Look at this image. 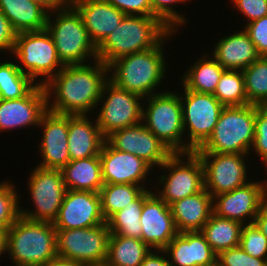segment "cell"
<instances>
[{"instance_id":"cell-1","label":"cell","mask_w":267,"mask_h":266,"mask_svg":"<svg viewBox=\"0 0 267 266\" xmlns=\"http://www.w3.org/2000/svg\"><path fill=\"white\" fill-rule=\"evenodd\" d=\"M107 81L108 66L98 59L92 64L64 65L44 85L47 108L58 114L89 115L98 109L102 89Z\"/></svg>"},{"instance_id":"cell-2","label":"cell","mask_w":267,"mask_h":266,"mask_svg":"<svg viewBox=\"0 0 267 266\" xmlns=\"http://www.w3.org/2000/svg\"><path fill=\"white\" fill-rule=\"evenodd\" d=\"M172 31L157 47L123 56L108 65V80L115 86L146 98L159 91L167 74L164 55L165 41L172 39ZM157 88V89H156Z\"/></svg>"},{"instance_id":"cell-3","label":"cell","mask_w":267,"mask_h":266,"mask_svg":"<svg viewBox=\"0 0 267 266\" xmlns=\"http://www.w3.org/2000/svg\"><path fill=\"white\" fill-rule=\"evenodd\" d=\"M171 32L156 16L125 15L97 46L98 60L108 66L123 56L157 47Z\"/></svg>"},{"instance_id":"cell-4","label":"cell","mask_w":267,"mask_h":266,"mask_svg":"<svg viewBox=\"0 0 267 266\" xmlns=\"http://www.w3.org/2000/svg\"><path fill=\"white\" fill-rule=\"evenodd\" d=\"M6 255L15 266H46L57 258L53 223L20 216L6 231Z\"/></svg>"},{"instance_id":"cell-5","label":"cell","mask_w":267,"mask_h":266,"mask_svg":"<svg viewBox=\"0 0 267 266\" xmlns=\"http://www.w3.org/2000/svg\"><path fill=\"white\" fill-rule=\"evenodd\" d=\"M46 30L63 65L91 63V58L92 62L98 59L96 45L91 41L80 14L69 2L48 13Z\"/></svg>"},{"instance_id":"cell-6","label":"cell","mask_w":267,"mask_h":266,"mask_svg":"<svg viewBox=\"0 0 267 266\" xmlns=\"http://www.w3.org/2000/svg\"><path fill=\"white\" fill-rule=\"evenodd\" d=\"M255 118L256 105L225 106L212 135L195 152L250 154Z\"/></svg>"},{"instance_id":"cell-7","label":"cell","mask_w":267,"mask_h":266,"mask_svg":"<svg viewBox=\"0 0 267 266\" xmlns=\"http://www.w3.org/2000/svg\"><path fill=\"white\" fill-rule=\"evenodd\" d=\"M175 92L160 90L144 98L142 122L173 153H187L181 99Z\"/></svg>"},{"instance_id":"cell-8","label":"cell","mask_w":267,"mask_h":266,"mask_svg":"<svg viewBox=\"0 0 267 266\" xmlns=\"http://www.w3.org/2000/svg\"><path fill=\"white\" fill-rule=\"evenodd\" d=\"M11 55L16 56L21 72L38 85L44 86L64 67L58 58L55 43L46 29L17 33Z\"/></svg>"},{"instance_id":"cell-9","label":"cell","mask_w":267,"mask_h":266,"mask_svg":"<svg viewBox=\"0 0 267 266\" xmlns=\"http://www.w3.org/2000/svg\"><path fill=\"white\" fill-rule=\"evenodd\" d=\"M158 169L166 171L159 174L155 193L168 206L205 189L203 163L195 151L173 153Z\"/></svg>"},{"instance_id":"cell-10","label":"cell","mask_w":267,"mask_h":266,"mask_svg":"<svg viewBox=\"0 0 267 266\" xmlns=\"http://www.w3.org/2000/svg\"><path fill=\"white\" fill-rule=\"evenodd\" d=\"M182 92L184 95L179 94L184 133L187 130V152H191L200 148L212 135L225 106L213 94L198 93L184 86Z\"/></svg>"},{"instance_id":"cell-11","label":"cell","mask_w":267,"mask_h":266,"mask_svg":"<svg viewBox=\"0 0 267 266\" xmlns=\"http://www.w3.org/2000/svg\"><path fill=\"white\" fill-rule=\"evenodd\" d=\"M111 232L107 223L80 229H56L57 256L87 266L105 262Z\"/></svg>"},{"instance_id":"cell-12","label":"cell","mask_w":267,"mask_h":266,"mask_svg":"<svg viewBox=\"0 0 267 266\" xmlns=\"http://www.w3.org/2000/svg\"><path fill=\"white\" fill-rule=\"evenodd\" d=\"M28 191L34 209L20 206L22 217L34 221L53 223L64 200L67 188L64 184L63 173L59 169L35 167L30 171Z\"/></svg>"},{"instance_id":"cell-13","label":"cell","mask_w":267,"mask_h":266,"mask_svg":"<svg viewBox=\"0 0 267 266\" xmlns=\"http://www.w3.org/2000/svg\"><path fill=\"white\" fill-rule=\"evenodd\" d=\"M107 95V96H105ZM144 98L107 81L102 89L99 113L95 117L104 137L119 129L142 122Z\"/></svg>"},{"instance_id":"cell-14","label":"cell","mask_w":267,"mask_h":266,"mask_svg":"<svg viewBox=\"0 0 267 266\" xmlns=\"http://www.w3.org/2000/svg\"><path fill=\"white\" fill-rule=\"evenodd\" d=\"M196 153L203 163L205 189L212 197L230 192L251 181L248 180L249 165L246 162L249 154Z\"/></svg>"},{"instance_id":"cell-15","label":"cell","mask_w":267,"mask_h":266,"mask_svg":"<svg viewBox=\"0 0 267 266\" xmlns=\"http://www.w3.org/2000/svg\"><path fill=\"white\" fill-rule=\"evenodd\" d=\"M105 142L112 148L142 158L153 169L159 168L173 154L143 122L111 132Z\"/></svg>"},{"instance_id":"cell-16","label":"cell","mask_w":267,"mask_h":266,"mask_svg":"<svg viewBox=\"0 0 267 266\" xmlns=\"http://www.w3.org/2000/svg\"><path fill=\"white\" fill-rule=\"evenodd\" d=\"M265 204L264 180L250 181L246 185L213 197V213L219 217L253 224L260 208Z\"/></svg>"},{"instance_id":"cell-17","label":"cell","mask_w":267,"mask_h":266,"mask_svg":"<svg viewBox=\"0 0 267 266\" xmlns=\"http://www.w3.org/2000/svg\"><path fill=\"white\" fill-rule=\"evenodd\" d=\"M104 223L99 193L67 190L53 225L56 229H80Z\"/></svg>"},{"instance_id":"cell-18","label":"cell","mask_w":267,"mask_h":266,"mask_svg":"<svg viewBox=\"0 0 267 266\" xmlns=\"http://www.w3.org/2000/svg\"><path fill=\"white\" fill-rule=\"evenodd\" d=\"M99 158L104 184H135L149 189L146 185L147 177L154 169L142 158L112 148L106 142Z\"/></svg>"},{"instance_id":"cell-19","label":"cell","mask_w":267,"mask_h":266,"mask_svg":"<svg viewBox=\"0 0 267 266\" xmlns=\"http://www.w3.org/2000/svg\"><path fill=\"white\" fill-rule=\"evenodd\" d=\"M42 132L40 147V164L47 169L61 170L71 160L68 151V115L47 110L40 121Z\"/></svg>"},{"instance_id":"cell-20","label":"cell","mask_w":267,"mask_h":266,"mask_svg":"<svg viewBox=\"0 0 267 266\" xmlns=\"http://www.w3.org/2000/svg\"><path fill=\"white\" fill-rule=\"evenodd\" d=\"M47 110V95L43 85L36 84L18 99H0V132L38 127Z\"/></svg>"},{"instance_id":"cell-21","label":"cell","mask_w":267,"mask_h":266,"mask_svg":"<svg viewBox=\"0 0 267 266\" xmlns=\"http://www.w3.org/2000/svg\"><path fill=\"white\" fill-rule=\"evenodd\" d=\"M140 223L141 239L154 250H163L179 233L170 206L155 192L144 200Z\"/></svg>"},{"instance_id":"cell-22","label":"cell","mask_w":267,"mask_h":266,"mask_svg":"<svg viewBox=\"0 0 267 266\" xmlns=\"http://www.w3.org/2000/svg\"><path fill=\"white\" fill-rule=\"evenodd\" d=\"M163 250L171 266L217 265V254L201 232L178 233Z\"/></svg>"},{"instance_id":"cell-23","label":"cell","mask_w":267,"mask_h":266,"mask_svg":"<svg viewBox=\"0 0 267 266\" xmlns=\"http://www.w3.org/2000/svg\"><path fill=\"white\" fill-rule=\"evenodd\" d=\"M80 14L91 41L96 47L122 21L125 14L105 0H69Z\"/></svg>"},{"instance_id":"cell-24","label":"cell","mask_w":267,"mask_h":266,"mask_svg":"<svg viewBox=\"0 0 267 266\" xmlns=\"http://www.w3.org/2000/svg\"><path fill=\"white\" fill-rule=\"evenodd\" d=\"M89 115H68V151L71 160L99 156L105 142L100 127Z\"/></svg>"},{"instance_id":"cell-25","label":"cell","mask_w":267,"mask_h":266,"mask_svg":"<svg viewBox=\"0 0 267 266\" xmlns=\"http://www.w3.org/2000/svg\"><path fill=\"white\" fill-rule=\"evenodd\" d=\"M212 51V57L225 70L242 71L261 57L244 29L217 40Z\"/></svg>"},{"instance_id":"cell-26","label":"cell","mask_w":267,"mask_h":266,"mask_svg":"<svg viewBox=\"0 0 267 266\" xmlns=\"http://www.w3.org/2000/svg\"><path fill=\"white\" fill-rule=\"evenodd\" d=\"M179 233L200 232L213 214V197L206 189L170 205Z\"/></svg>"},{"instance_id":"cell-27","label":"cell","mask_w":267,"mask_h":266,"mask_svg":"<svg viewBox=\"0 0 267 266\" xmlns=\"http://www.w3.org/2000/svg\"><path fill=\"white\" fill-rule=\"evenodd\" d=\"M0 10L16 33L46 29L49 11L33 0H0Z\"/></svg>"},{"instance_id":"cell-28","label":"cell","mask_w":267,"mask_h":266,"mask_svg":"<svg viewBox=\"0 0 267 266\" xmlns=\"http://www.w3.org/2000/svg\"><path fill=\"white\" fill-rule=\"evenodd\" d=\"M61 171L67 190L99 193L104 185L99 156L70 160Z\"/></svg>"},{"instance_id":"cell-29","label":"cell","mask_w":267,"mask_h":266,"mask_svg":"<svg viewBox=\"0 0 267 266\" xmlns=\"http://www.w3.org/2000/svg\"><path fill=\"white\" fill-rule=\"evenodd\" d=\"M203 56L189 67L187 73L180 75L181 86L198 93L214 94L217 84L225 69L211 56Z\"/></svg>"},{"instance_id":"cell-30","label":"cell","mask_w":267,"mask_h":266,"mask_svg":"<svg viewBox=\"0 0 267 266\" xmlns=\"http://www.w3.org/2000/svg\"><path fill=\"white\" fill-rule=\"evenodd\" d=\"M243 226L244 224L239 221L219 217L213 213L200 232L218 255L223 250L239 246Z\"/></svg>"},{"instance_id":"cell-31","label":"cell","mask_w":267,"mask_h":266,"mask_svg":"<svg viewBox=\"0 0 267 266\" xmlns=\"http://www.w3.org/2000/svg\"><path fill=\"white\" fill-rule=\"evenodd\" d=\"M151 250L142 239L111 234L106 261L113 266H141Z\"/></svg>"},{"instance_id":"cell-32","label":"cell","mask_w":267,"mask_h":266,"mask_svg":"<svg viewBox=\"0 0 267 266\" xmlns=\"http://www.w3.org/2000/svg\"><path fill=\"white\" fill-rule=\"evenodd\" d=\"M152 190V191H151ZM153 192L145 189L130 205L113 214L107 221L111 234L141 239L142 225L140 216L144 200Z\"/></svg>"},{"instance_id":"cell-33","label":"cell","mask_w":267,"mask_h":266,"mask_svg":"<svg viewBox=\"0 0 267 266\" xmlns=\"http://www.w3.org/2000/svg\"><path fill=\"white\" fill-rule=\"evenodd\" d=\"M145 189L135 184H104L99 191L105 221L130 205Z\"/></svg>"},{"instance_id":"cell-34","label":"cell","mask_w":267,"mask_h":266,"mask_svg":"<svg viewBox=\"0 0 267 266\" xmlns=\"http://www.w3.org/2000/svg\"><path fill=\"white\" fill-rule=\"evenodd\" d=\"M36 84L11 59L0 62V99L11 100L25 96Z\"/></svg>"},{"instance_id":"cell-35","label":"cell","mask_w":267,"mask_h":266,"mask_svg":"<svg viewBox=\"0 0 267 266\" xmlns=\"http://www.w3.org/2000/svg\"><path fill=\"white\" fill-rule=\"evenodd\" d=\"M248 104L267 106V56L242 70Z\"/></svg>"},{"instance_id":"cell-36","label":"cell","mask_w":267,"mask_h":266,"mask_svg":"<svg viewBox=\"0 0 267 266\" xmlns=\"http://www.w3.org/2000/svg\"><path fill=\"white\" fill-rule=\"evenodd\" d=\"M213 95L224 106L248 105L242 71L225 70Z\"/></svg>"},{"instance_id":"cell-37","label":"cell","mask_w":267,"mask_h":266,"mask_svg":"<svg viewBox=\"0 0 267 266\" xmlns=\"http://www.w3.org/2000/svg\"><path fill=\"white\" fill-rule=\"evenodd\" d=\"M15 184L0 181V230L7 231L21 216L20 200ZM19 198V199H18Z\"/></svg>"},{"instance_id":"cell-38","label":"cell","mask_w":267,"mask_h":266,"mask_svg":"<svg viewBox=\"0 0 267 266\" xmlns=\"http://www.w3.org/2000/svg\"><path fill=\"white\" fill-rule=\"evenodd\" d=\"M153 11V16L160 18L172 31L187 25L188 19L178 13L173 6L190 2V0H148ZM186 18V19H185Z\"/></svg>"},{"instance_id":"cell-39","label":"cell","mask_w":267,"mask_h":266,"mask_svg":"<svg viewBox=\"0 0 267 266\" xmlns=\"http://www.w3.org/2000/svg\"><path fill=\"white\" fill-rule=\"evenodd\" d=\"M239 246L255 258H267V238L254 224L243 226Z\"/></svg>"},{"instance_id":"cell-40","label":"cell","mask_w":267,"mask_h":266,"mask_svg":"<svg viewBox=\"0 0 267 266\" xmlns=\"http://www.w3.org/2000/svg\"><path fill=\"white\" fill-rule=\"evenodd\" d=\"M251 150L267 167V106L256 105L255 136Z\"/></svg>"},{"instance_id":"cell-41","label":"cell","mask_w":267,"mask_h":266,"mask_svg":"<svg viewBox=\"0 0 267 266\" xmlns=\"http://www.w3.org/2000/svg\"><path fill=\"white\" fill-rule=\"evenodd\" d=\"M266 259L247 254L240 246L221 251L217 255V266H265Z\"/></svg>"},{"instance_id":"cell-42","label":"cell","mask_w":267,"mask_h":266,"mask_svg":"<svg viewBox=\"0 0 267 266\" xmlns=\"http://www.w3.org/2000/svg\"><path fill=\"white\" fill-rule=\"evenodd\" d=\"M243 28L249 34L257 52L261 56H267V16L254 20Z\"/></svg>"},{"instance_id":"cell-43","label":"cell","mask_w":267,"mask_h":266,"mask_svg":"<svg viewBox=\"0 0 267 266\" xmlns=\"http://www.w3.org/2000/svg\"><path fill=\"white\" fill-rule=\"evenodd\" d=\"M240 14L248 18L247 24L267 16V0H231L230 1Z\"/></svg>"},{"instance_id":"cell-44","label":"cell","mask_w":267,"mask_h":266,"mask_svg":"<svg viewBox=\"0 0 267 266\" xmlns=\"http://www.w3.org/2000/svg\"><path fill=\"white\" fill-rule=\"evenodd\" d=\"M125 15L153 16L148 0H105Z\"/></svg>"},{"instance_id":"cell-45","label":"cell","mask_w":267,"mask_h":266,"mask_svg":"<svg viewBox=\"0 0 267 266\" xmlns=\"http://www.w3.org/2000/svg\"><path fill=\"white\" fill-rule=\"evenodd\" d=\"M16 32L13 30L9 20L5 17V15L0 10V51L8 52L9 55L12 53ZM11 52V53H10Z\"/></svg>"},{"instance_id":"cell-46","label":"cell","mask_w":267,"mask_h":266,"mask_svg":"<svg viewBox=\"0 0 267 266\" xmlns=\"http://www.w3.org/2000/svg\"><path fill=\"white\" fill-rule=\"evenodd\" d=\"M141 266H171V265L164 250L152 249L141 263Z\"/></svg>"},{"instance_id":"cell-47","label":"cell","mask_w":267,"mask_h":266,"mask_svg":"<svg viewBox=\"0 0 267 266\" xmlns=\"http://www.w3.org/2000/svg\"><path fill=\"white\" fill-rule=\"evenodd\" d=\"M253 224L265 235L267 238V205L264 204L254 219Z\"/></svg>"},{"instance_id":"cell-48","label":"cell","mask_w":267,"mask_h":266,"mask_svg":"<svg viewBox=\"0 0 267 266\" xmlns=\"http://www.w3.org/2000/svg\"><path fill=\"white\" fill-rule=\"evenodd\" d=\"M44 6L49 12L63 7L69 0H33Z\"/></svg>"},{"instance_id":"cell-49","label":"cell","mask_w":267,"mask_h":266,"mask_svg":"<svg viewBox=\"0 0 267 266\" xmlns=\"http://www.w3.org/2000/svg\"><path fill=\"white\" fill-rule=\"evenodd\" d=\"M46 266H87V265L80 263V262H75L72 260H66V259H62V258L57 257V258L53 259Z\"/></svg>"},{"instance_id":"cell-50","label":"cell","mask_w":267,"mask_h":266,"mask_svg":"<svg viewBox=\"0 0 267 266\" xmlns=\"http://www.w3.org/2000/svg\"><path fill=\"white\" fill-rule=\"evenodd\" d=\"M6 253V231L0 230V257Z\"/></svg>"},{"instance_id":"cell-51","label":"cell","mask_w":267,"mask_h":266,"mask_svg":"<svg viewBox=\"0 0 267 266\" xmlns=\"http://www.w3.org/2000/svg\"><path fill=\"white\" fill-rule=\"evenodd\" d=\"M264 195H265V204L267 205V180L266 181L264 180Z\"/></svg>"},{"instance_id":"cell-52","label":"cell","mask_w":267,"mask_h":266,"mask_svg":"<svg viewBox=\"0 0 267 266\" xmlns=\"http://www.w3.org/2000/svg\"><path fill=\"white\" fill-rule=\"evenodd\" d=\"M91 266H113V265H110L107 261H105V262H100L98 264H94Z\"/></svg>"}]
</instances>
